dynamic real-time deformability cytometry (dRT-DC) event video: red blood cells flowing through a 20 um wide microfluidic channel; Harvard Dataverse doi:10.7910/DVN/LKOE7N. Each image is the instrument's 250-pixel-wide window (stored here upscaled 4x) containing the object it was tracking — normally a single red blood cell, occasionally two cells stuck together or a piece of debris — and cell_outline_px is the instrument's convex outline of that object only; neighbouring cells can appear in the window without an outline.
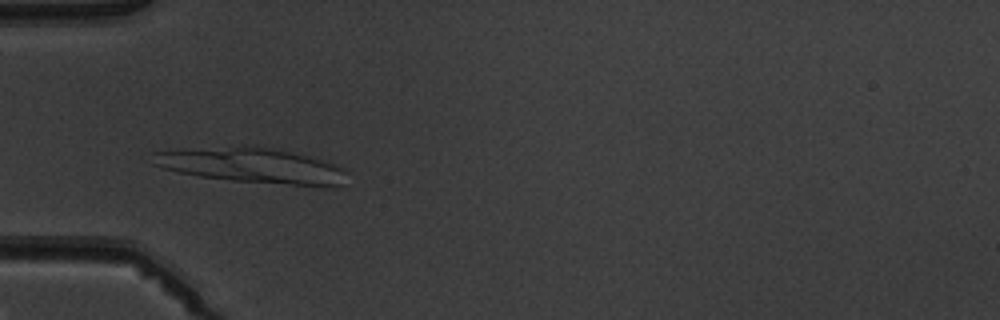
{"species": "common noctule bat (a hibernating species)", "species_latin": "Nyctalus noctula", "temperature_condition": "warm", "stored_images_in_passage": 7, "camera_frame_rate_fps": 3000, "um_per_image_px": 0.085, "animal": {"sex": "male", "body_mass_g": 19.5, "forearm_length_mm": 54.6}, "frame": {"image": 1, "passage_image": 5, "time_ms": 4.667, "image_size_px": [1000, 320], "cell_outline_px": [[348, 172], [340, 184], [336, 188], [332, 188], [232, 180], [200, 176], [180, 172], [164, 168], [152, 164], [152, 152], [244, 144], [256, 144], [296, 152], [344, 168]], "centroid_in_image_um": [21.45, 14.05], "position_along_channel_um": 63.5, "area_um2": 40.34}}